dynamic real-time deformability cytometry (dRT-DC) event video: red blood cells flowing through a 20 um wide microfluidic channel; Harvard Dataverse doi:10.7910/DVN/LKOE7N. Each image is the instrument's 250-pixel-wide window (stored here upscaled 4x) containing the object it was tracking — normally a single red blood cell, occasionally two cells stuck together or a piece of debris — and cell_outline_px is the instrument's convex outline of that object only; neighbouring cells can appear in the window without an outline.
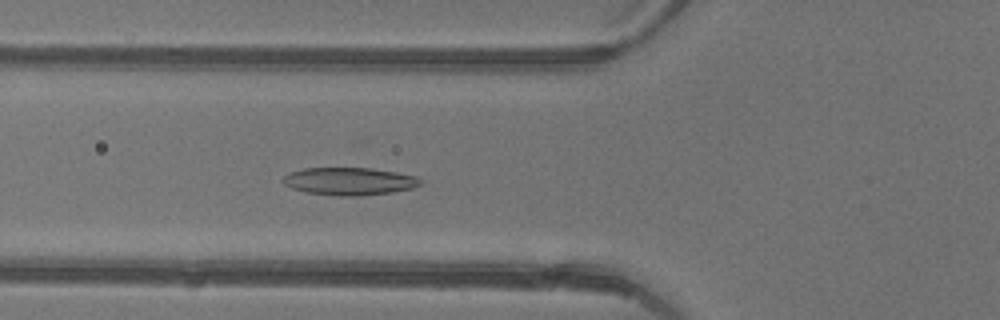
{"species": "common noctule bat (a hibernating species)", "species_latin": "Nyctalus noctula", "temperature_condition": "warm", "stored_images_in_passage": 47, "camera_frame_rate_fps": 3000, "um_per_image_px": 0.085, "animal": {"sex": "female"}, "frame": {"image": 1, "passage_image": 18, "time_ms": 5.667, "image_size_px": [1000, 320], "cell_outline_px": [[424, 180], [420, 184], [412, 188], [392, 192], [360, 196], [340, 196], [304, 192], [292, 188], [284, 184], [280, 180], [288, 172], [304, 168], [372, 168], [396, 172], [416, 176]], "centroid_in_image_um": [29.67, 15.4], "position_along_channel_um": 96.1, "area_um2": 22.31}}
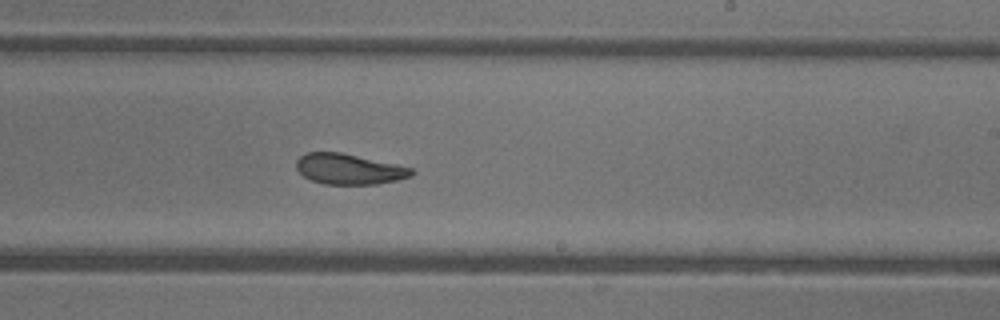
{"frame": {"image": 2, "passage_image": 29, "time_ms": 9.333, "image_size_px": [1000, 320], "cell_outline_px": [[416, 172], [412, 176], [396, 180], [376, 184], [324, 184], [312, 180], [304, 176], [296, 168], [296, 160], [300, 156], [308, 152], [340, 152], [412, 168]], "centroid_in_image_um": [29.65, 14.37], "position_along_channel_um": 259.3, "area_um2": 20.29}}
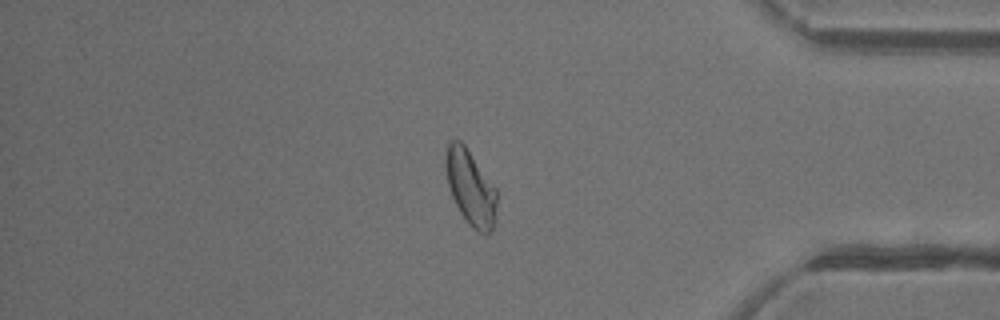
{"frame": {"image": 3, "passage_image": 40, "time_ms": 13.0, "image_size_px": [1000, 320], "cell_outline_px": [[496, 224], [488, 232], [480, 232], [472, 228], [468, 224], [460, 212], [452, 196], [448, 184], [444, 164], [448, 144], [452, 140], [460, 140], [464, 144], [496, 188]], "centroid_in_image_um": [40.0, 15.95], "position_along_channel_um": 395.2, "area_um2": 22.2}, "authors_computed_cell_mechanics": {"area_um2": 22.7154, "velocity_mm_per_s": 4.4531, "shape_relaxation_time_tau1_ms": 4.6946, "shape_relaxation_time_tau2_ms": 1.9981, "deformation_change_tau1": 0.1425, "deformation_change_tau2": 0.0917}}